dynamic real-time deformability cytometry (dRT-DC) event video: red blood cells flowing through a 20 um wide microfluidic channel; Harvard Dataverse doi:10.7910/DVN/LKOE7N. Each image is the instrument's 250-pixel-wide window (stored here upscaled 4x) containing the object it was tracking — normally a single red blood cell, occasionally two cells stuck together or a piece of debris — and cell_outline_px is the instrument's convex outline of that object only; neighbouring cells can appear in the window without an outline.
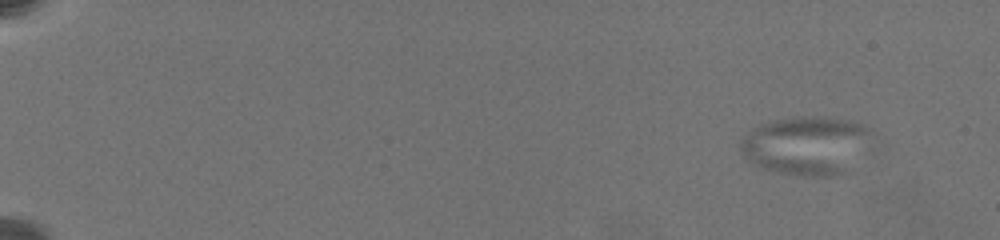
{"species": "common noctule bat (a hibernating species)", "species_latin": "Nyctalus noctula", "temperature_condition": "warm", "stored_images_in_passage": 14, "camera_frame_rate_fps": 3000, "um_per_image_px": 0.085, "animal": {"sex": "female", "body_mass_g": 19.5, "forearm_length_mm": 54.1}, "frame": {"image": 1, "passage_image": 6, "time_ms": 2.333, "image_size_px": [1000, 240], "cell_outline_px": [[864, 132], [840, 172], [832, 176], [816, 176], [784, 172], [764, 168], [752, 164], [740, 152], [740, 140], [760, 124], [772, 120], [796, 116], [820, 116], [840, 120], [856, 124]], "centroid_in_image_um": [68.17, 12.33], "position_along_channel_um": 16.8, "area_um2": 40.86}}